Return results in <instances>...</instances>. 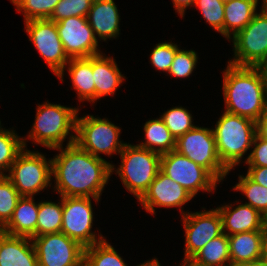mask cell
Returning <instances> with one entry per match:
<instances>
[{"label":"cell","instance_id":"obj_1","mask_svg":"<svg viewBox=\"0 0 267 266\" xmlns=\"http://www.w3.org/2000/svg\"><path fill=\"white\" fill-rule=\"evenodd\" d=\"M52 150L59 151L51 158L54 191L60 197H91L98 203L112 175V164L76 143Z\"/></svg>","mask_w":267,"mask_h":266},{"label":"cell","instance_id":"obj_2","mask_svg":"<svg viewBox=\"0 0 267 266\" xmlns=\"http://www.w3.org/2000/svg\"><path fill=\"white\" fill-rule=\"evenodd\" d=\"M222 73L225 111L256 122L267 107V84L259 69L228 63Z\"/></svg>","mask_w":267,"mask_h":266},{"label":"cell","instance_id":"obj_3","mask_svg":"<svg viewBox=\"0 0 267 266\" xmlns=\"http://www.w3.org/2000/svg\"><path fill=\"white\" fill-rule=\"evenodd\" d=\"M36 110L33 126L27 135L28 140L49 149L63 146L66 138L69 139L67 145L75 143L78 107H67L46 101L38 104Z\"/></svg>","mask_w":267,"mask_h":266},{"label":"cell","instance_id":"obj_4","mask_svg":"<svg viewBox=\"0 0 267 266\" xmlns=\"http://www.w3.org/2000/svg\"><path fill=\"white\" fill-rule=\"evenodd\" d=\"M218 156L222 164L231 171L242 161L253 145L256 122L224 111L212 128Z\"/></svg>","mask_w":267,"mask_h":266},{"label":"cell","instance_id":"obj_5","mask_svg":"<svg viewBox=\"0 0 267 266\" xmlns=\"http://www.w3.org/2000/svg\"><path fill=\"white\" fill-rule=\"evenodd\" d=\"M121 163L112 164V174L118 175L127 191L140 199L161 170V155L127 143L120 152Z\"/></svg>","mask_w":267,"mask_h":266},{"label":"cell","instance_id":"obj_6","mask_svg":"<svg viewBox=\"0 0 267 266\" xmlns=\"http://www.w3.org/2000/svg\"><path fill=\"white\" fill-rule=\"evenodd\" d=\"M5 176L21 196L34 197L42 190L51 187L52 161L38 151L24 148Z\"/></svg>","mask_w":267,"mask_h":266},{"label":"cell","instance_id":"obj_7","mask_svg":"<svg viewBox=\"0 0 267 266\" xmlns=\"http://www.w3.org/2000/svg\"><path fill=\"white\" fill-rule=\"evenodd\" d=\"M121 128L108 118L84 115L76 119L75 143L93 156L120 154L127 143L120 140Z\"/></svg>","mask_w":267,"mask_h":266},{"label":"cell","instance_id":"obj_8","mask_svg":"<svg viewBox=\"0 0 267 266\" xmlns=\"http://www.w3.org/2000/svg\"><path fill=\"white\" fill-rule=\"evenodd\" d=\"M176 151L205 168L219 183L229 170L219 159L213 130L195 126L176 140Z\"/></svg>","mask_w":267,"mask_h":266},{"label":"cell","instance_id":"obj_9","mask_svg":"<svg viewBox=\"0 0 267 266\" xmlns=\"http://www.w3.org/2000/svg\"><path fill=\"white\" fill-rule=\"evenodd\" d=\"M232 39L234 57L227 63L257 67L267 56V5Z\"/></svg>","mask_w":267,"mask_h":266},{"label":"cell","instance_id":"obj_10","mask_svg":"<svg viewBox=\"0 0 267 266\" xmlns=\"http://www.w3.org/2000/svg\"><path fill=\"white\" fill-rule=\"evenodd\" d=\"M161 171L195 197L214 192L219 182L203 167L176 150L161 155Z\"/></svg>","mask_w":267,"mask_h":266},{"label":"cell","instance_id":"obj_11","mask_svg":"<svg viewBox=\"0 0 267 266\" xmlns=\"http://www.w3.org/2000/svg\"><path fill=\"white\" fill-rule=\"evenodd\" d=\"M24 22L29 41L36 47L51 71L63 82L70 58L65 53L56 22L49 19H32Z\"/></svg>","mask_w":267,"mask_h":266},{"label":"cell","instance_id":"obj_12","mask_svg":"<svg viewBox=\"0 0 267 266\" xmlns=\"http://www.w3.org/2000/svg\"><path fill=\"white\" fill-rule=\"evenodd\" d=\"M93 208L91 197H63V222L61 232L87 248L105 239L92 230Z\"/></svg>","mask_w":267,"mask_h":266},{"label":"cell","instance_id":"obj_13","mask_svg":"<svg viewBox=\"0 0 267 266\" xmlns=\"http://www.w3.org/2000/svg\"><path fill=\"white\" fill-rule=\"evenodd\" d=\"M38 266H83L84 247L62 232L32 238Z\"/></svg>","mask_w":267,"mask_h":266},{"label":"cell","instance_id":"obj_14","mask_svg":"<svg viewBox=\"0 0 267 266\" xmlns=\"http://www.w3.org/2000/svg\"><path fill=\"white\" fill-rule=\"evenodd\" d=\"M204 210V211H203ZM187 212L182 216L185 232V251L183 261H189L209 241L223 233L222 218L217 208Z\"/></svg>","mask_w":267,"mask_h":266},{"label":"cell","instance_id":"obj_15","mask_svg":"<svg viewBox=\"0 0 267 266\" xmlns=\"http://www.w3.org/2000/svg\"><path fill=\"white\" fill-rule=\"evenodd\" d=\"M56 26L69 58H88L102 54L87 17H69L56 22Z\"/></svg>","mask_w":267,"mask_h":266},{"label":"cell","instance_id":"obj_16","mask_svg":"<svg viewBox=\"0 0 267 266\" xmlns=\"http://www.w3.org/2000/svg\"><path fill=\"white\" fill-rule=\"evenodd\" d=\"M194 198L180 184L174 182L165 175L161 170L154 178L146 192L138 200L144 210L154 215L155 206L171 208L177 207L181 210V215H185L187 211H183L182 206Z\"/></svg>","mask_w":267,"mask_h":266},{"label":"cell","instance_id":"obj_17","mask_svg":"<svg viewBox=\"0 0 267 266\" xmlns=\"http://www.w3.org/2000/svg\"><path fill=\"white\" fill-rule=\"evenodd\" d=\"M225 204L218 206L222 218L223 233L230 236L236 233L264 231L266 217L248 204ZM228 231V232H227Z\"/></svg>","mask_w":267,"mask_h":266},{"label":"cell","instance_id":"obj_18","mask_svg":"<svg viewBox=\"0 0 267 266\" xmlns=\"http://www.w3.org/2000/svg\"><path fill=\"white\" fill-rule=\"evenodd\" d=\"M120 20L114 0H94L87 15V21L94 35L100 41L116 39L119 36Z\"/></svg>","mask_w":267,"mask_h":266},{"label":"cell","instance_id":"obj_19","mask_svg":"<svg viewBox=\"0 0 267 266\" xmlns=\"http://www.w3.org/2000/svg\"><path fill=\"white\" fill-rule=\"evenodd\" d=\"M99 54L92 56V72L95 83V102L105 96L114 95L125 77L111 56Z\"/></svg>","mask_w":267,"mask_h":266},{"label":"cell","instance_id":"obj_20","mask_svg":"<svg viewBox=\"0 0 267 266\" xmlns=\"http://www.w3.org/2000/svg\"><path fill=\"white\" fill-rule=\"evenodd\" d=\"M0 266H38L32 239L1 232Z\"/></svg>","mask_w":267,"mask_h":266},{"label":"cell","instance_id":"obj_21","mask_svg":"<svg viewBox=\"0 0 267 266\" xmlns=\"http://www.w3.org/2000/svg\"><path fill=\"white\" fill-rule=\"evenodd\" d=\"M39 203L34 197L21 196L9 222L2 232L12 235L33 238L37 236V219Z\"/></svg>","mask_w":267,"mask_h":266},{"label":"cell","instance_id":"obj_22","mask_svg":"<svg viewBox=\"0 0 267 266\" xmlns=\"http://www.w3.org/2000/svg\"><path fill=\"white\" fill-rule=\"evenodd\" d=\"M264 231H250L228 236L230 266H238L263 257Z\"/></svg>","mask_w":267,"mask_h":266},{"label":"cell","instance_id":"obj_23","mask_svg":"<svg viewBox=\"0 0 267 266\" xmlns=\"http://www.w3.org/2000/svg\"><path fill=\"white\" fill-rule=\"evenodd\" d=\"M73 89L79 101L95 103V83L92 72V56L88 58H70L66 65Z\"/></svg>","mask_w":267,"mask_h":266},{"label":"cell","instance_id":"obj_24","mask_svg":"<svg viewBox=\"0 0 267 266\" xmlns=\"http://www.w3.org/2000/svg\"><path fill=\"white\" fill-rule=\"evenodd\" d=\"M258 0H232L225 3L224 37L231 40L255 16Z\"/></svg>","mask_w":267,"mask_h":266},{"label":"cell","instance_id":"obj_25","mask_svg":"<svg viewBox=\"0 0 267 266\" xmlns=\"http://www.w3.org/2000/svg\"><path fill=\"white\" fill-rule=\"evenodd\" d=\"M143 128L145 142L141 141L139 144H136L139 147L160 155L176 149V139L160 117L147 121Z\"/></svg>","mask_w":267,"mask_h":266},{"label":"cell","instance_id":"obj_26","mask_svg":"<svg viewBox=\"0 0 267 266\" xmlns=\"http://www.w3.org/2000/svg\"><path fill=\"white\" fill-rule=\"evenodd\" d=\"M189 261L195 266H230L228 235L215 237Z\"/></svg>","mask_w":267,"mask_h":266},{"label":"cell","instance_id":"obj_27","mask_svg":"<svg viewBox=\"0 0 267 266\" xmlns=\"http://www.w3.org/2000/svg\"><path fill=\"white\" fill-rule=\"evenodd\" d=\"M27 139L15 133V130L2 128L0 124V175H6L17 155L27 148ZM5 172V173H4Z\"/></svg>","mask_w":267,"mask_h":266},{"label":"cell","instance_id":"obj_28","mask_svg":"<svg viewBox=\"0 0 267 266\" xmlns=\"http://www.w3.org/2000/svg\"><path fill=\"white\" fill-rule=\"evenodd\" d=\"M83 266H128L106 238L84 248Z\"/></svg>","mask_w":267,"mask_h":266},{"label":"cell","instance_id":"obj_29","mask_svg":"<svg viewBox=\"0 0 267 266\" xmlns=\"http://www.w3.org/2000/svg\"><path fill=\"white\" fill-rule=\"evenodd\" d=\"M58 203L40 201L37 219V236L61 232L63 222V197Z\"/></svg>","mask_w":267,"mask_h":266},{"label":"cell","instance_id":"obj_30","mask_svg":"<svg viewBox=\"0 0 267 266\" xmlns=\"http://www.w3.org/2000/svg\"><path fill=\"white\" fill-rule=\"evenodd\" d=\"M239 181L233 190L243 193L248 198V203L267 218V188L252 181L246 174L239 175Z\"/></svg>","mask_w":267,"mask_h":266},{"label":"cell","instance_id":"obj_31","mask_svg":"<svg viewBox=\"0 0 267 266\" xmlns=\"http://www.w3.org/2000/svg\"><path fill=\"white\" fill-rule=\"evenodd\" d=\"M160 118L176 140L196 126L193 124L194 119L190 111L182 106L168 109Z\"/></svg>","mask_w":267,"mask_h":266},{"label":"cell","instance_id":"obj_32","mask_svg":"<svg viewBox=\"0 0 267 266\" xmlns=\"http://www.w3.org/2000/svg\"><path fill=\"white\" fill-rule=\"evenodd\" d=\"M24 20L49 19L60 0H10Z\"/></svg>","mask_w":267,"mask_h":266},{"label":"cell","instance_id":"obj_33","mask_svg":"<svg viewBox=\"0 0 267 266\" xmlns=\"http://www.w3.org/2000/svg\"><path fill=\"white\" fill-rule=\"evenodd\" d=\"M21 195L15 189L12 182L5 176L0 175V227L1 229L11 219L15 207Z\"/></svg>","mask_w":267,"mask_h":266},{"label":"cell","instance_id":"obj_34","mask_svg":"<svg viewBox=\"0 0 267 266\" xmlns=\"http://www.w3.org/2000/svg\"><path fill=\"white\" fill-rule=\"evenodd\" d=\"M194 6L202 13L205 21L224 37L225 3L220 0H196Z\"/></svg>","mask_w":267,"mask_h":266},{"label":"cell","instance_id":"obj_35","mask_svg":"<svg viewBox=\"0 0 267 266\" xmlns=\"http://www.w3.org/2000/svg\"><path fill=\"white\" fill-rule=\"evenodd\" d=\"M94 0H60L49 18L58 22L69 17H87Z\"/></svg>","mask_w":267,"mask_h":266},{"label":"cell","instance_id":"obj_36","mask_svg":"<svg viewBox=\"0 0 267 266\" xmlns=\"http://www.w3.org/2000/svg\"><path fill=\"white\" fill-rule=\"evenodd\" d=\"M198 63V54L195 50L178 49L174 55L172 65L168 72L175 78L189 77Z\"/></svg>","mask_w":267,"mask_h":266},{"label":"cell","instance_id":"obj_37","mask_svg":"<svg viewBox=\"0 0 267 266\" xmlns=\"http://www.w3.org/2000/svg\"><path fill=\"white\" fill-rule=\"evenodd\" d=\"M179 48L180 47L172 41L156 44L150 54L151 65L156 70L163 71L168 74L174 55Z\"/></svg>","mask_w":267,"mask_h":266},{"label":"cell","instance_id":"obj_38","mask_svg":"<svg viewBox=\"0 0 267 266\" xmlns=\"http://www.w3.org/2000/svg\"><path fill=\"white\" fill-rule=\"evenodd\" d=\"M253 149L245 159L248 167H267V140L256 134L253 141Z\"/></svg>","mask_w":267,"mask_h":266},{"label":"cell","instance_id":"obj_39","mask_svg":"<svg viewBox=\"0 0 267 266\" xmlns=\"http://www.w3.org/2000/svg\"><path fill=\"white\" fill-rule=\"evenodd\" d=\"M246 175L255 183L267 188V167H248Z\"/></svg>","mask_w":267,"mask_h":266},{"label":"cell","instance_id":"obj_40","mask_svg":"<svg viewBox=\"0 0 267 266\" xmlns=\"http://www.w3.org/2000/svg\"><path fill=\"white\" fill-rule=\"evenodd\" d=\"M256 134L267 140V107L256 121Z\"/></svg>","mask_w":267,"mask_h":266},{"label":"cell","instance_id":"obj_41","mask_svg":"<svg viewBox=\"0 0 267 266\" xmlns=\"http://www.w3.org/2000/svg\"><path fill=\"white\" fill-rule=\"evenodd\" d=\"M196 0H172L173 7L175 8L176 12L182 17L185 15V10L188 7H193Z\"/></svg>","mask_w":267,"mask_h":266},{"label":"cell","instance_id":"obj_42","mask_svg":"<svg viewBox=\"0 0 267 266\" xmlns=\"http://www.w3.org/2000/svg\"><path fill=\"white\" fill-rule=\"evenodd\" d=\"M259 71L261 72L262 78L264 79L265 83L267 84V56L260 62L257 66Z\"/></svg>","mask_w":267,"mask_h":266},{"label":"cell","instance_id":"obj_43","mask_svg":"<svg viewBox=\"0 0 267 266\" xmlns=\"http://www.w3.org/2000/svg\"><path fill=\"white\" fill-rule=\"evenodd\" d=\"M238 266H267V260L265 258H260L249 263H244Z\"/></svg>","mask_w":267,"mask_h":266},{"label":"cell","instance_id":"obj_44","mask_svg":"<svg viewBox=\"0 0 267 266\" xmlns=\"http://www.w3.org/2000/svg\"><path fill=\"white\" fill-rule=\"evenodd\" d=\"M263 258L267 260V225L263 234Z\"/></svg>","mask_w":267,"mask_h":266},{"label":"cell","instance_id":"obj_45","mask_svg":"<svg viewBox=\"0 0 267 266\" xmlns=\"http://www.w3.org/2000/svg\"><path fill=\"white\" fill-rule=\"evenodd\" d=\"M137 266H161V263L156 258H152L151 260H148L142 264H139Z\"/></svg>","mask_w":267,"mask_h":266},{"label":"cell","instance_id":"obj_46","mask_svg":"<svg viewBox=\"0 0 267 266\" xmlns=\"http://www.w3.org/2000/svg\"><path fill=\"white\" fill-rule=\"evenodd\" d=\"M178 266H195V265H193L190 261H184V262H181V264Z\"/></svg>","mask_w":267,"mask_h":266},{"label":"cell","instance_id":"obj_47","mask_svg":"<svg viewBox=\"0 0 267 266\" xmlns=\"http://www.w3.org/2000/svg\"><path fill=\"white\" fill-rule=\"evenodd\" d=\"M259 1V0H258ZM267 5V0H263L262 1V6H266Z\"/></svg>","mask_w":267,"mask_h":266},{"label":"cell","instance_id":"obj_48","mask_svg":"<svg viewBox=\"0 0 267 266\" xmlns=\"http://www.w3.org/2000/svg\"><path fill=\"white\" fill-rule=\"evenodd\" d=\"M220 1H222L223 3H227V2H230L232 0H220Z\"/></svg>","mask_w":267,"mask_h":266}]
</instances>
